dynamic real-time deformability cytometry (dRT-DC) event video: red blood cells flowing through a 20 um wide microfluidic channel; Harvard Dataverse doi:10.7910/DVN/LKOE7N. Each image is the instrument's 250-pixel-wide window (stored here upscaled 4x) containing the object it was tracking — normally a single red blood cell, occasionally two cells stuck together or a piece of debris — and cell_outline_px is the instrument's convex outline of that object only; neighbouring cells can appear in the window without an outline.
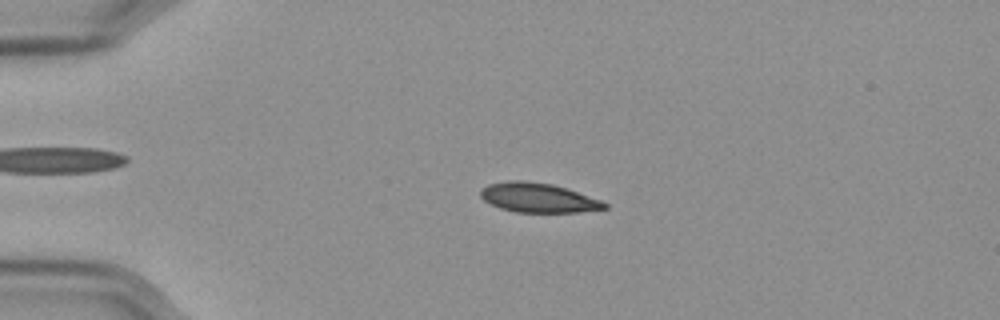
{"species": "Egyptian fruit bat (a non-hibernating species)", "species_latin": "Rousettus aegyptiacus", "temperature_condition": "cold", "stored_images_in_passage": 57, "camera_frame_rate_fps": 3000, "um_per_image_px": 0.085, "frame": {"image": 1, "passage_image": 13, "time_ms": 4.0, "image_size_px": [1000, 320], "cell_outline_px": [[608, 208], [576, 212], [516, 212], [500, 208], [484, 200], [480, 196], [480, 188], [488, 184], [508, 180], [524, 180], [552, 184], [600, 200], [608, 204]], "centroid_in_image_um": [45.69, 16.8], "position_along_channel_um": 39.3, "area_um2": 21.1}}
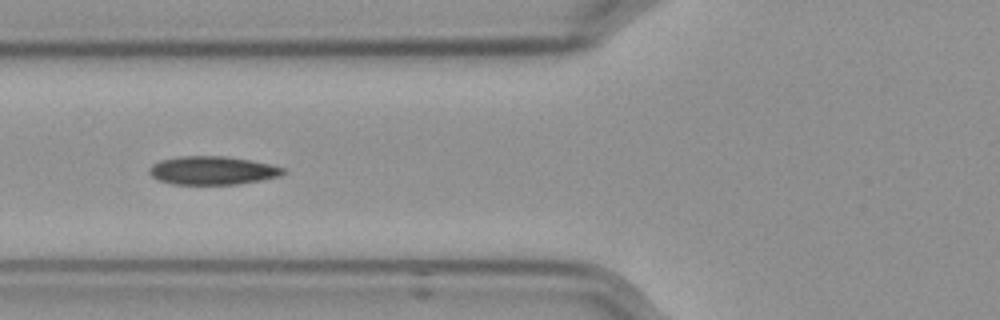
{"frame": {"image": 2, "passage_image": 22, "time_ms": 7.0, "image_size_px": [1000, 320], "cell_outline_px": [[288, 172], [280, 176], [260, 180], [236, 184], [172, 184], [156, 180], [148, 172], [148, 168], [152, 164], [160, 160], [180, 156], [224, 156], [248, 160], [268, 164], [284, 168]], "centroid_in_image_um": [18.01, 14.49], "position_along_channel_um": 107.8, "area_um2": 22.14}}
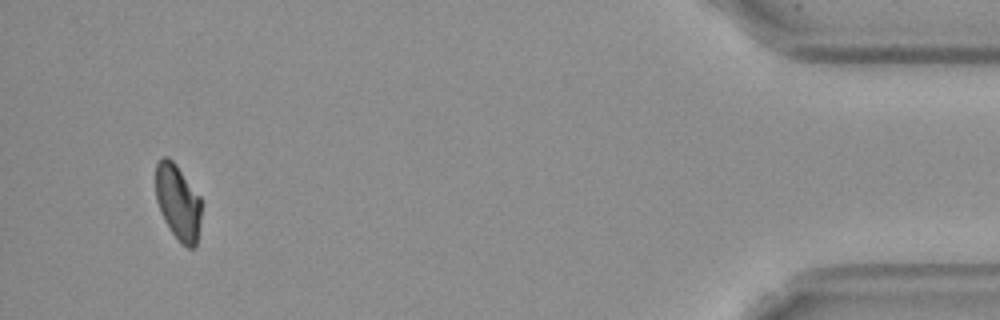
{"frame": {"image": 3, "passage_image": 54, "time_ms": 17.667, "image_size_px": [1000, 320], "cell_outline_px": [[200, 220], [196, 248], [188, 248], [180, 244], [164, 220], [160, 212], [156, 200], [156, 164], [164, 156], [168, 156], [176, 164], [200, 196]], "centroid_in_image_um": [15.12, 17.21], "position_along_channel_um": 420.1, "area_um2": 20.11}, "authors_computed_cell_mechanics": {"area_um2": 21.6172, "velocity_mm_per_s": 3.5663, "shape_relaxation_time_tau1_ms": 5.5247, "shape_relaxation_time_tau2_ms": 4.2523, "deformation_change_tau1": 0.1291, "deformation_change_tau2": 0.062}}